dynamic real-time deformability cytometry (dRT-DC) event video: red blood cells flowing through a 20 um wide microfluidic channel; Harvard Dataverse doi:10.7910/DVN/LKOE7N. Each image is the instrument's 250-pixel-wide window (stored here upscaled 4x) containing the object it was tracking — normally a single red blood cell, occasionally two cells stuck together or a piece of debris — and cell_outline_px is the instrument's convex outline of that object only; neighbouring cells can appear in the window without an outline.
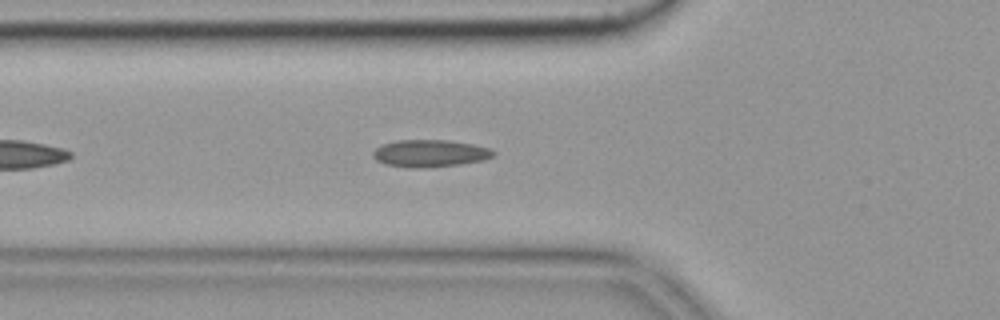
{"species": "common noctule bat (a hibernating species)", "species_latin": "Nyctalus noctula", "temperature_condition": "cold", "stored_images_in_passage": 43, "camera_frame_rate_fps": 3000, "um_per_image_px": 0.085, "animal": {"sex": "female", "body_mass_g": 19.9}, "frame": {"image": 1, "passage_image": 7, "time_ms": 2.0, "image_size_px": [1000, 320], "cell_outline_px": [[496, 152], [492, 156], [484, 160], [456, 164], [424, 168], [408, 168], [384, 164], [376, 160], [372, 156], [372, 152], [376, 148], [384, 144], [400, 140], [448, 140], [472, 144], [488, 148]], "centroid_in_image_um": [36.51, 13.04], "position_along_channel_um": 89.3, "area_um2": 18.96}, "authors_computed_cell_mechanics": {"area_um2": 17.9758, "velocity_mm_per_s": 3.6417, "shape_relaxation_time_tau1_ms": 8.3825, "shape_relaxation_time_tau2_ms": 2.0319, "deformation_change_tau1": 0.1765, "deformation_change_tau2": 0.0828}}